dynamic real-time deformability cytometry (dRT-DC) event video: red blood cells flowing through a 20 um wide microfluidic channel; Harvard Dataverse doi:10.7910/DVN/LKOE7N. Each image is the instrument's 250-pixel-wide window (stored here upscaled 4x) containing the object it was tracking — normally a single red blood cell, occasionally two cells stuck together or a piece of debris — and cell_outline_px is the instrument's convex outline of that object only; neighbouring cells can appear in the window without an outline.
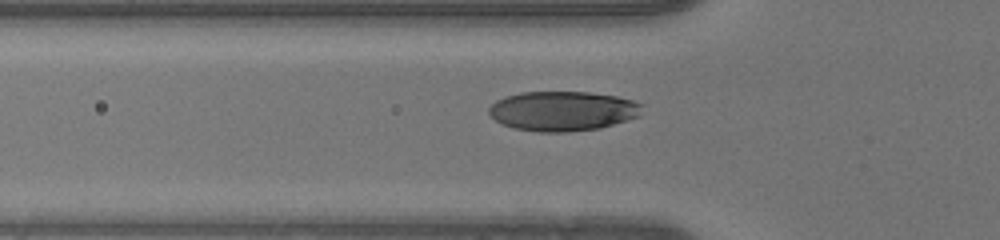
{"species": "human", "species_latin": "Homo sapiens", "temperature_condition": "warm", "stored_images_in_passage": 36, "camera_frame_rate_fps": 3000, "um_per_image_px": 0.085, "donor": {"sex": "male"}, "frame": {"image": 1, "passage_image": 3, "time_ms": 0.667, "image_size_px": [1000, 240], "cell_outline_px": [[644, 104], [640, 116], [600, 128], [568, 132], [540, 132], [512, 128], [496, 120], [488, 112], [488, 108], [496, 100], [504, 96], [520, 92], [592, 92], [616, 96], [632, 100]], "centroid_in_image_um": [47.84, 9.43], "position_along_channel_um": 78.0, "area_um2": 35.66}}
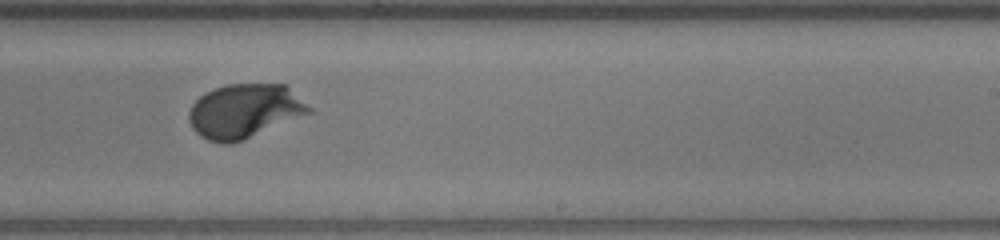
{"frame": {"image": 2, "passage_image": 17, "time_ms": 5.333, "image_size_px": [1000, 240], "cell_outline_px": [[312, 112], [244, 140], [232, 144], [220, 144], [208, 140], [200, 136], [192, 128], [188, 120], [188, 112], [192, 104], [204, 92], [212, 88], [228, 84], [284, 84], [312, 108]], "centroid_in_image_um": [20.74, 9.45], "position_along_channel_um": 268.3, "area_um2": 38.03}}
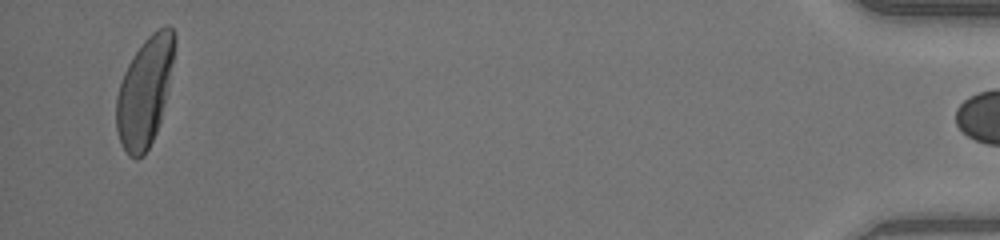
{"frame": {"image": 3, "passage_image": 35, "time_ms": 11.333, "image_size_px": [1000, 240], "cell_outline_px": [[176, 44], [168, 88], [160, 120], [156, 132], [144, 156], [136, 160], [128, 156], [120, 140], [116, 128], [116, 96], [124, 72], [132, 56], [144, 40], [156, 28], [168, 24], [172, 28], [176, 36]], "centroid_in_image_um": [12.31, 7.76], "position_along_channel_um": 422.9, "area_um2": 37.05}}